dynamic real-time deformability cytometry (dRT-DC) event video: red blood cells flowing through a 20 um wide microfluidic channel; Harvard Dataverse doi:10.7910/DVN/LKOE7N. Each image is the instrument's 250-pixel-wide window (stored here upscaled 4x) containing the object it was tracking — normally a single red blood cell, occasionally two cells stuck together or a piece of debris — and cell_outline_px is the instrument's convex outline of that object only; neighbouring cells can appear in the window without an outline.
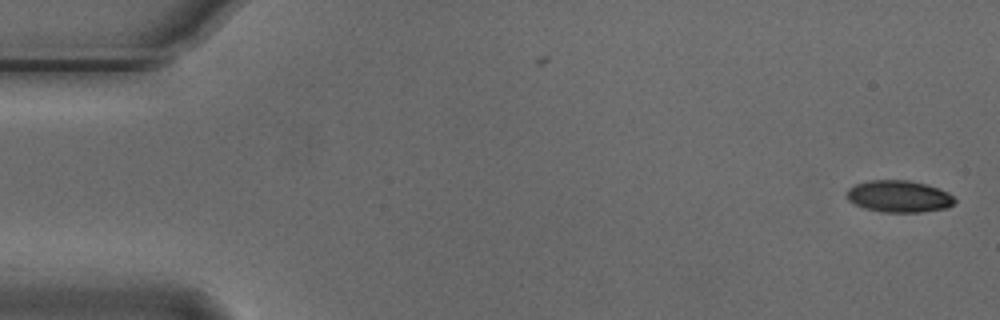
{"species": "Egyptian fruit bat (a non-hibernating species)", "species_latin": "Rousettus aegyptiacus", "temperature_condition": "cold", "stored_images_in_passage": 42, "camera_frame_rate_fps": 3000, "um_per_image_px": 0.085, "animal": {"sex": "male"}, "frame": {"image": 1, "passage_image": 1, "time_ms": 0.0, "image_size_px": [1000, 320], "cell_outline_px": [[956, 200], [948, 208], [920, 212], [884, 212], [864, 208], [848, 200], [848, 188], [856, 184], [868, 180], [908, 180], [924, 184], [948, 192]], "centroid_in_image_um": [76.41, 16.69], "position_along_channel_um": 8.6, "area_um2": 19.83}}
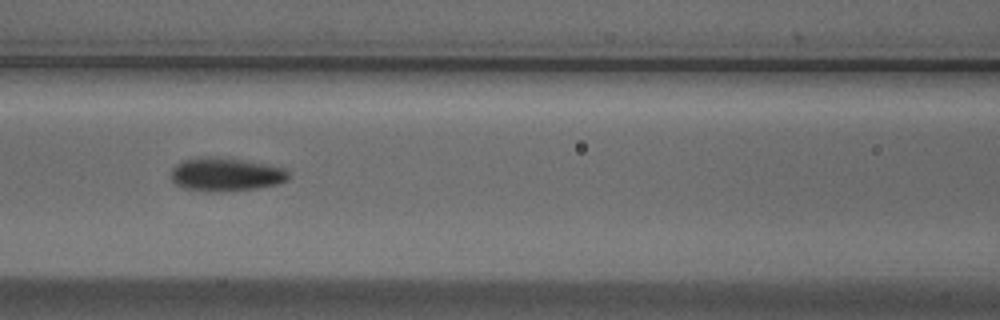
{"frame": {"image": 2, "passage_image": 23, "time_ms": 7.333, "image_size_px": [1000, 320], "cell_outline_px": [[288, 180], [276, 184], [256, 188], [216, 192], [208, 192], [184, 188], [176, 184], [172, 180], [172, 168], [176, 164], [184, 160], [204, 156], [208, 156], [244, 160], [268, 164], [284, 168], [288, 172]], "centroid_in_image_um": [19.18, 14.82], "position_along_channel_um": 147.4, "area_um2": 22.83}}
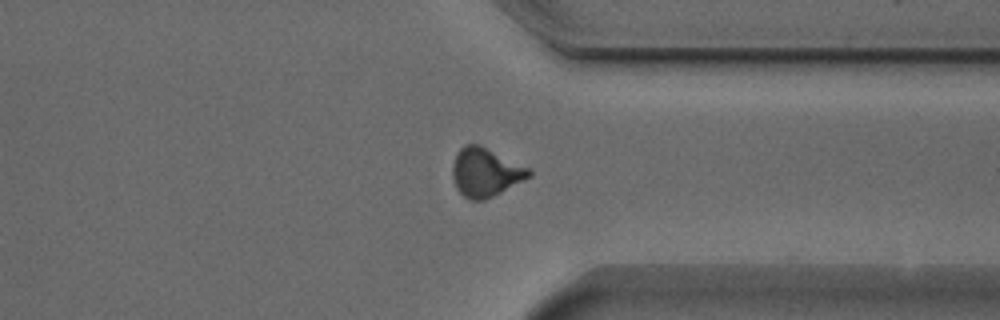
{"frame": {"image": 3, "passage_image": 41, "time_ms": 13.333, "image_size_px": [1000, 320], "cell_outline_px": [[532, 176], [484, 200], [468, 200], [456, 188], [452, 176], [452, 164], [460, 148], [464, 144], [480, 144], [528, 168], [532, 172]], "centroid_in_image_um": [41.24, 14.64], "position_along_channel_um": 370.2, "area_um2": 21.5}}